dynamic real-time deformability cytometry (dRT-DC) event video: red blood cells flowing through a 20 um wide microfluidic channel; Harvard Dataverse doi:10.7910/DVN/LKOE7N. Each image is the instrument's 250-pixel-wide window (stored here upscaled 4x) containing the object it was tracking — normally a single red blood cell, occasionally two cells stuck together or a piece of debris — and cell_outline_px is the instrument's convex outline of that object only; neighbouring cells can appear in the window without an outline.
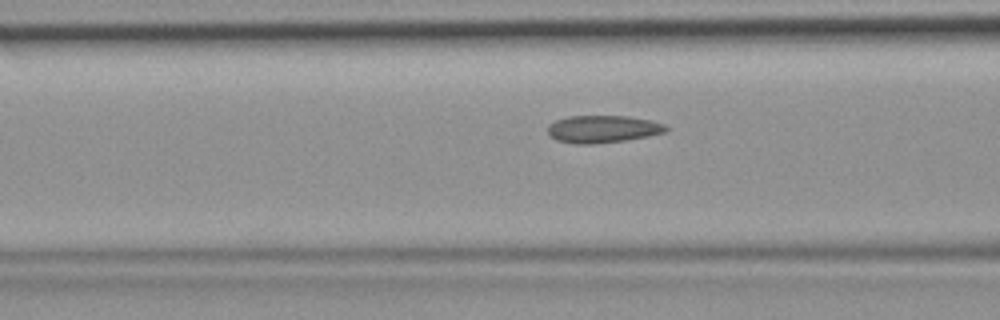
{"species": "common noctule bat (a hibernating species)", "species_latin": "Nyctalus noctula", "temperature_condition": "room temperature", "stored_images_in_passage": 35, "camera_frame_rate_fps": 3000, "um_per_image_px": 0.085, "animal": {"sex": "female", "body_mass_g": 19.9}, "frame": {"image": 1, "passage_image": 7, "time_ms": 2.0, "image_size_px": [1000, 320], "cell_outline_px": [[668, 128], [664, 132], [648, 136], [624, 140], [592, 144], [572, 144], [556, 140], [548, 132], [548, 124], [556, 120], [568, 116], [628, 116], [652, 120], [664, 124]], "centroid_in_image_um": [51.21, 10.96], "position_along_channel_um": 115.4, "area_um2": 18.84}}
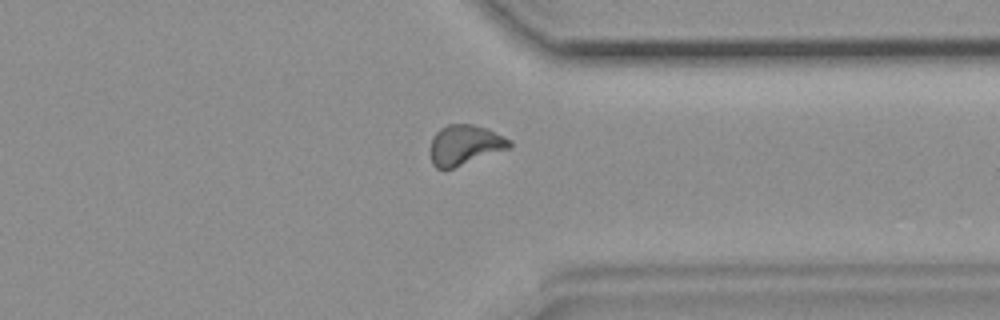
{"frame": {"image": 2, "passage_image": 25, "time_ms": 8.0, "image_size_px": [1000, 320], "cell_outline_px": [[512, 148], [452, 168], [436, 168], [432, 164], [428, 152], [432, 136], [440, 128], [448, 124], [472, 124], [484, 128], [512, 140]], "centroid_in_image_um": [39.48, 12.33], "position_along_channel_um": 371.9, "area_um2": 18.67}}
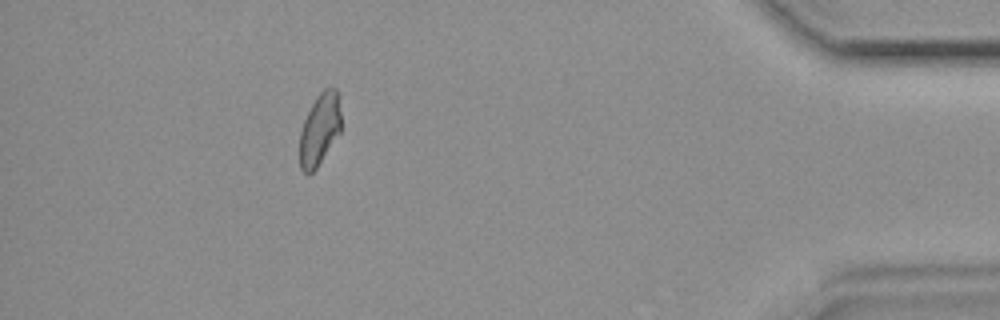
{"frame": {"image": 3, "passage_image": 31, "time_ms": 10.0, "image_size_px": [1000, 320], "cell_outline_px": [[340, 132], [316, 168], [308, 176], [300, 168], [300, 132], [304, 120], [316, 96], [324, 88], [336, 88], [340, 112]], "centroid_in_image_um": [27.15, 11.0], "position_along_channel_um": 408.0, "area_um2": 17.05}}